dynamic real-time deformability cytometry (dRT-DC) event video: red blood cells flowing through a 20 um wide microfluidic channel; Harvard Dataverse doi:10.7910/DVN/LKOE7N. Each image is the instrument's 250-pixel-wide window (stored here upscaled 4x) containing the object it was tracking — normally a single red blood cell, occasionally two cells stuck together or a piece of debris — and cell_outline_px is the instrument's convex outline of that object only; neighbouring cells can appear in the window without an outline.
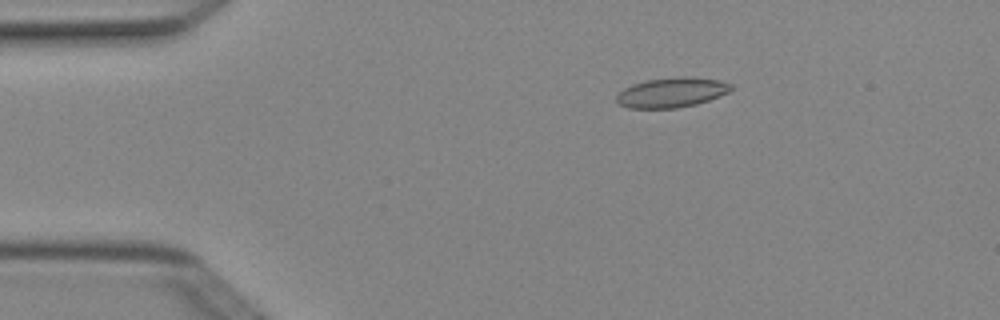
{"species": "Egyptian fruit bat (a non-hibernating species)", "species_latin": "Rousettus aegyptiacus", "temperature_condition": "cold", "stored_images_in_passage": 8, "camera_frame_rate_fps": 3000, "um_per_image_px": 0.085, "animal": {"sex": "female"}, "frame": {"image": 1, "passage_image": 3, "time_ms": 0.667, "image_size_px": [1000, 320], "cell_outline_px": [[732, 88], [728, 92], [720, 96], [696, 104], [676, 108], [628, 108], [620, 104], [616, 100], [616, 96], [624, 88], [632, 84], [648, 80], [680, 76], [692, 76], [720, 80], [732, 84]], "centroid_in_image_um": [57.11, 7.85], "position_along_channel_um": 27.9, "area_um2": 19.94}}
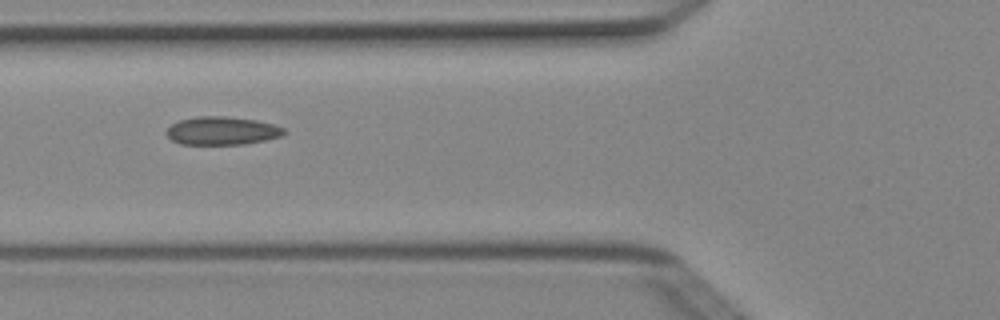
{"frame": {"image": 2, "passage_image": 6, "time_ms": 1.667, "image_size_px": [1000, 320], "cell_outline_px": [[284, 132], [280, 136], [264, 140], [244, 144], [180, 144], [172, 140], [164, 132], [172, 124], [180, 120], [196, 116], [224, 116], [256, 120], [272, 124], [284, 128]], "centroid_in_image_um": [18.82, 11.11], "position_along_channel_um": 107.0, "area_um2": 19.13}}
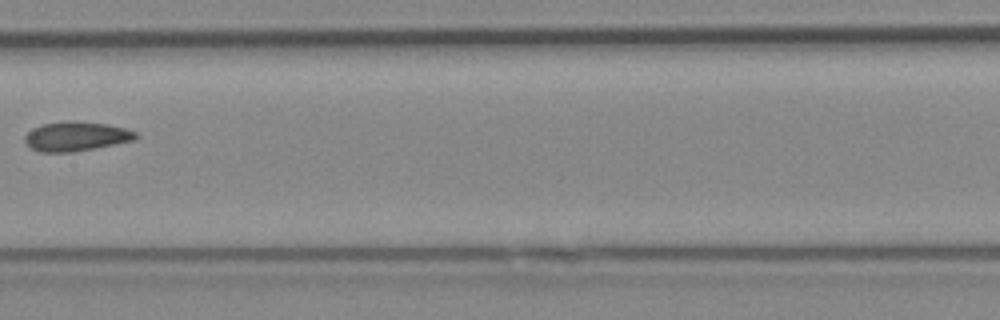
{"frame": {"image": 3, "passage_image": 8, "time_ms": 2.333, "image_size_px": [1000, 320], "cell_outline_px": [[140, 136], [132, 140], [96, 148], [72, 152], [40, 152], [32, 148], [24, 140], [24, 136], [32, 128], [44, 124], [64, 120], [104, 124], [124, 128], [136, 132]], "centroid_in_image_um": [6.44, 11.59], "position_along_channel_um": 201.0, "area_um2": 18.79}}